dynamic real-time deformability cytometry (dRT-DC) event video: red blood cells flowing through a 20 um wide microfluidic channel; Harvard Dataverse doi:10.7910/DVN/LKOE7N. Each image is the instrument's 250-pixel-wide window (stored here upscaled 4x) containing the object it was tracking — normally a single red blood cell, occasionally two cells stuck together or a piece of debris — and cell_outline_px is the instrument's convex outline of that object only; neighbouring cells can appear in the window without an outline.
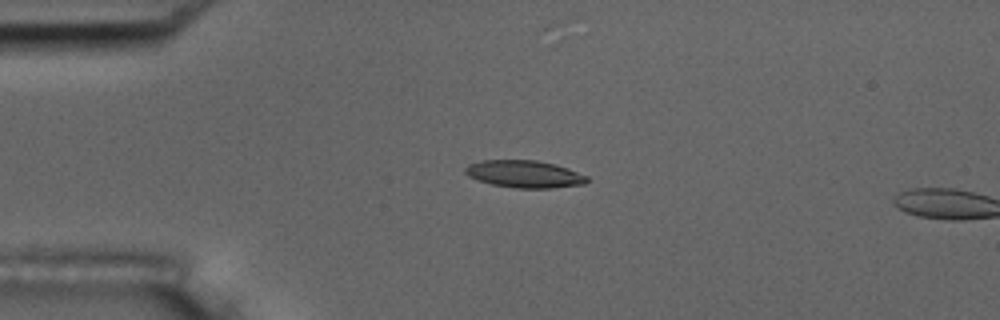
{"species": "common noctule bat (a hibernating species)", "species_latin": "Nyctalus noctula", "temperature_condition": "room temperature", "stored_images_in_passage": 16, "camera_frame_rate_fps": 3000, "um_per_image_px": 0.085, "animal": {"sex": "male", "body_mass_g": 17.5, "forearm_length_mm": 52.3}, "frame": {"image": 1, "passage_image": 14, "time_ms": 4.333, "image_size_px": [1000, 320], "cell_outline_px": [[588, 180], [584, 184], [552, 188], [516, 188], [492, 184], [468, 176], [464, 172], [464, 168], [468, 164], [480, 160], [536, 160], [556, 164], [568, 168], [588, 176]], "centroid_in_image_um": [44.58, 14.78], "position_along_channel_um": 40.4, "area_um2": 19.42}}